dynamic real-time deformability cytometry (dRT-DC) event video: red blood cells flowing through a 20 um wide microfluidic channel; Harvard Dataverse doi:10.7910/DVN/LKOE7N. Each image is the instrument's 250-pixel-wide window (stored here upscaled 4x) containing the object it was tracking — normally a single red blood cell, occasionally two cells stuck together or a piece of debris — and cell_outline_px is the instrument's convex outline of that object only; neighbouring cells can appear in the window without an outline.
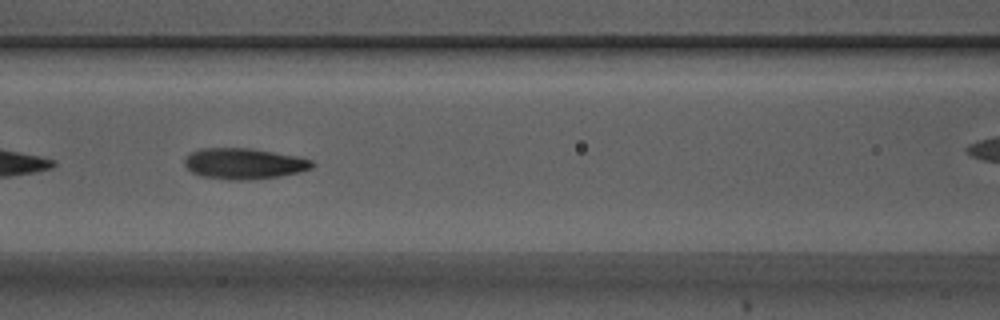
{"species": "Egyptian fruit bat (a non-hibernating species)", "species_latin": "Rousettus aegyptiacus", "temperature_condition": "warm", "stored_images_in_passage": 29, "camera_frame_rate_fps": 3000, "um_per_image_px": 0.085, "animal": {"sex": "male"}, "frame": {"image": 1, "passage_image": 8, "time_ms": 2.333, "image_size_px": [1000, 320], "cell_outline_px": [[316, 164], [312, 168], [300, 172], [280, 176], [240, 180], [228, 180], [200, 176], [192, 172], [184, 164], [184, 160], [192, 152], [200, 148], [252, 148], [296, 156], [312, 160]], "centroid_in_image_um": [20.75, 13.9], "position_along_channel_um": 145.8, "area_um2": 22.95}}
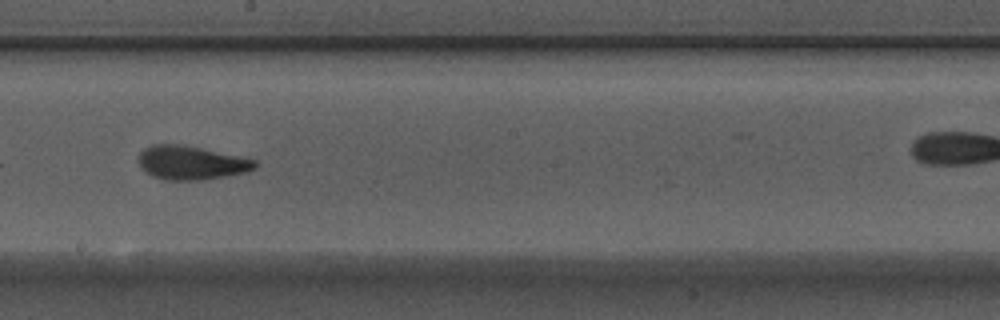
{"frame": {"image": 2, "passage_image": 15, "time_ms": 4.667, "image_size_px": [1000, 320], "cell_outline_px": [[260, 164], [256, 168], [244, 172], [204, 180], [164, 180], [152, 176], [144, 172], [140, 168], [140, 152], [144, 148], [152, 144], [176, 144], [200, 148], [256, 160]], "centroid_in_image_um": [16.23, 13.84], "position_along_channel_um": 232.0, "area_um2": 22.77}, "authors_computed_cell_mechanics": {"area_um2": 22.6576, "velocity_mm_per_s": 3.696, "shape_relaxation_time_tau1_ms": 4.047, "shape_relaxation_time_tau2_ms": 1.9146, "deformation_change_tau1": 0.1696, "deformation_change_tau2": 0.0916}}